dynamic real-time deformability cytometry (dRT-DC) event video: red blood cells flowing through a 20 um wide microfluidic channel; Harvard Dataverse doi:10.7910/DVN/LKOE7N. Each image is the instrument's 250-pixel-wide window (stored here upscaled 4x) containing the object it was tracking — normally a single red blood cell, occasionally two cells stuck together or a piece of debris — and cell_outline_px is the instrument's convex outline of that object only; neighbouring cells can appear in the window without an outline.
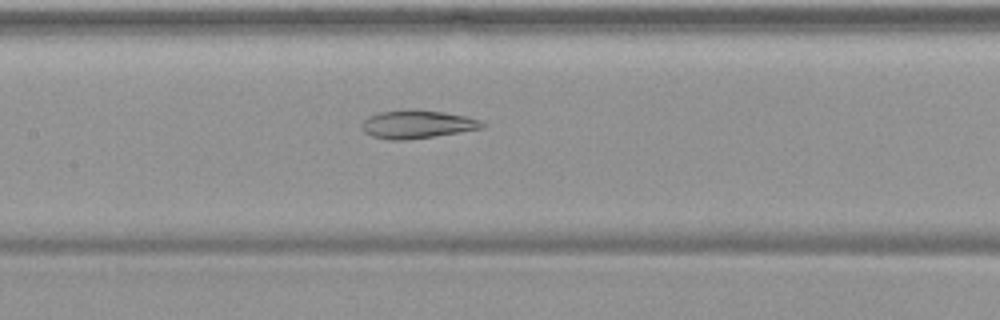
{"species": "common noctule bat (a hibernating species)", "species_latin": "Nyctalus noctula", "temperature_condition": "warm", "stored_images_in_passage": 54, "camera_frame_rate_fps": 3000, "um_per_image_px": 0.085, "animal": {"sex": "female", "body_mass_g": 19.9}, "frame": {"image": 1, "passage_image": 26, "time_ms": 8.333, "image_size_px": [1000, 320], "cell_outline_px": [[484, 128], [460, 132], [404, 140], [388, 140], [372, 136], [364, 132], [360, 128], [364, 120], [368, 116], [380, 112], [444, 112], [464, 116], [480, 120], [484, 124]], "centroid_in_image_um": [35.44, 10.61], "position_along_channel_um": 172.0, "area_um2": 18.9}}
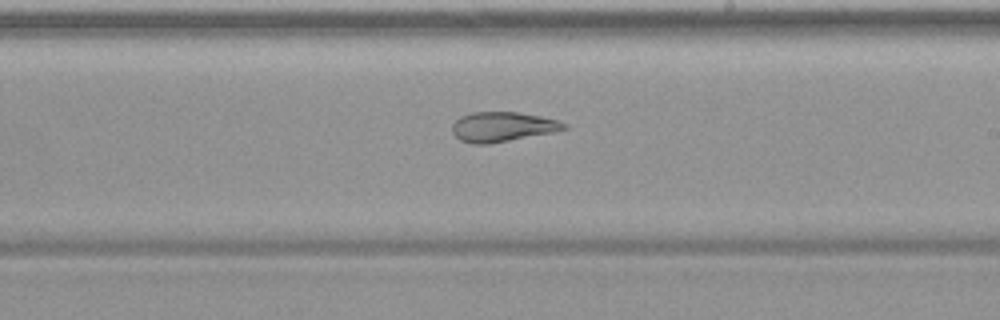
{"frame": {"image": 2, "passage_image": 32, "time_ms": 10.333, "image_size_px": [1000, 320], "cell_outline_px": [[568, 128], [552, 132], [488, 144], [472, 144], [460, 140], [452, 132], [452, 124], [460, 116], [472, 112], [516, 112], [540, 116], [556, 120], [568, 124]], "centroid_in_image_um": [42.68, 10.77], "position_along_channel_um": 246.3, "area_um2": 19.25}}
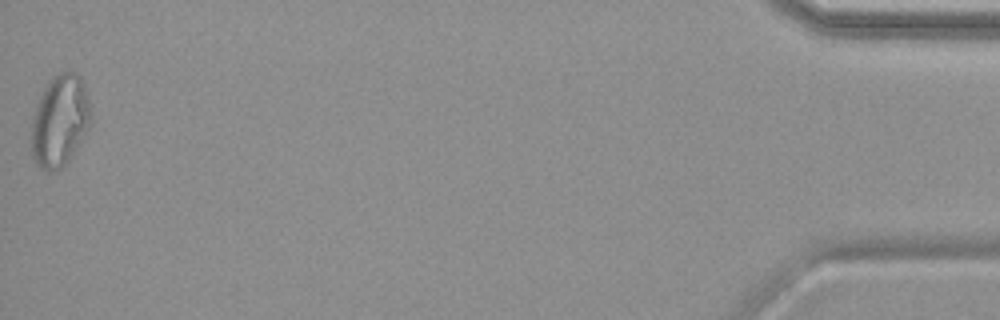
{"frame": {"image": 3, "passage_image": 54, "time_ms": 17.667, "image_size_px": [1000, 320], "cell_outline_px": [[92, 124], [68, 160], [56, 172], [48, 172], [40, 168], [36, 164], [32, 156], [32, 120], [36, 104], [48, 80], [52, 76], [60, 72], [76, 72], [80, 76], [84, 84], [92, 112]], "centroid_in_image_um": [5.1, 10.26], "position_along_channel_um": 430.1, "area_um2": 32.02}, "authors_computed_cell_mechanics": {"area_um2": 26.2701, "velocity_mm_per_s": 3.7383, "shape_relaxation_time_tau1_ms": null, "shape_relaxation_time_tau2_ms": 3.471, "deformation_change_tau1": null, "deformation_change_tau2": 0.1026}}